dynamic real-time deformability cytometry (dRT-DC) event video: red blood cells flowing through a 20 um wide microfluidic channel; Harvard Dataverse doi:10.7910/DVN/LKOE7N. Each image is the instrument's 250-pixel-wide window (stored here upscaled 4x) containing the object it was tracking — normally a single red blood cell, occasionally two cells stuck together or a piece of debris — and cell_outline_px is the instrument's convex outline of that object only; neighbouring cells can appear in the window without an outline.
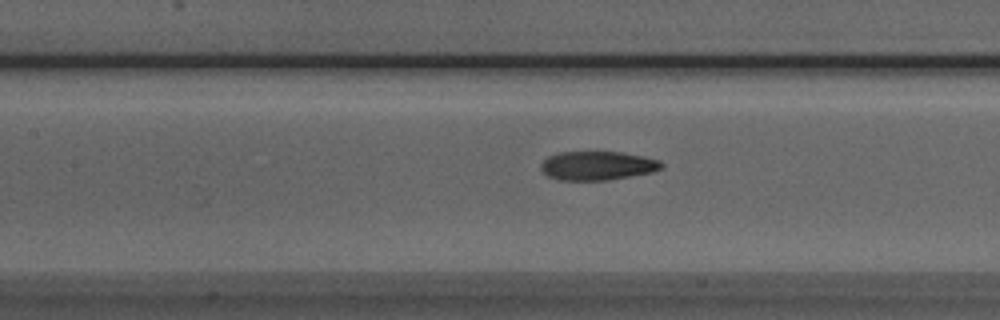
{"species": "Egyptian fruit bat (a non-hibernating species)", "species_latin": "Rousettus aegyptiacus", "temperature_condition": "room temperature", "stored_images_in_passage": 49, "camera_frame_rate_fps": 3000, "um_per_image_px": 0.085, "animal": {"sex": "male"}, "frame": {"image": 1, "passage_image": 23, "time_ms": 7.333, "image_size_px": [1000, 320], "cell_outline_px": [[664, 168], [652, 172], [608, 180], [560, 180], [548, 176], [540, 168], [540, 164], [548, 156], [560, 152], [624, 152], [644, 156], [660, 160], [664, 164]], "centroid_in_image_um": [50.82, 14.08], "position_along_channel_um": 156.6, "area_um2": 20.4}}
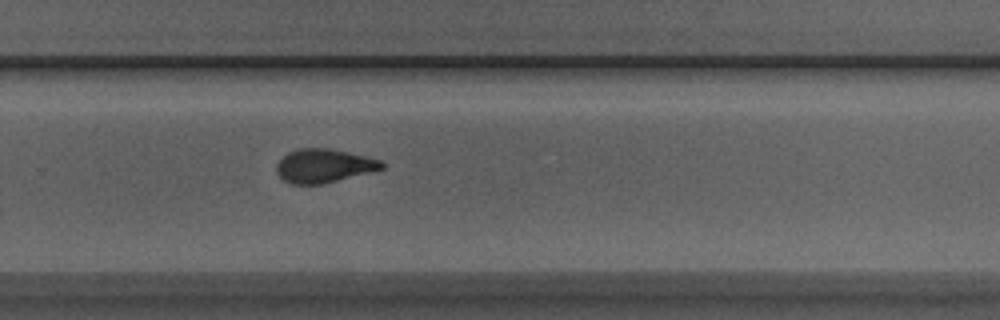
{"frame": {"image": 2, "passage_image": 34, "time_ms": 11.0, "image_size_px": [1000, 320], "cell_outline_px": [[388, 164], [384, 168], [324, 184], [292, 184], [284, 180], [276, 172], [276, 164], [288, 152], [300, 148], [328, 148], [348, 152], [384, 160]], "centroid_in_image_um": [27.57, 14.09], "position_along_channel_um": 302.2, "area_um2": 20.75}}
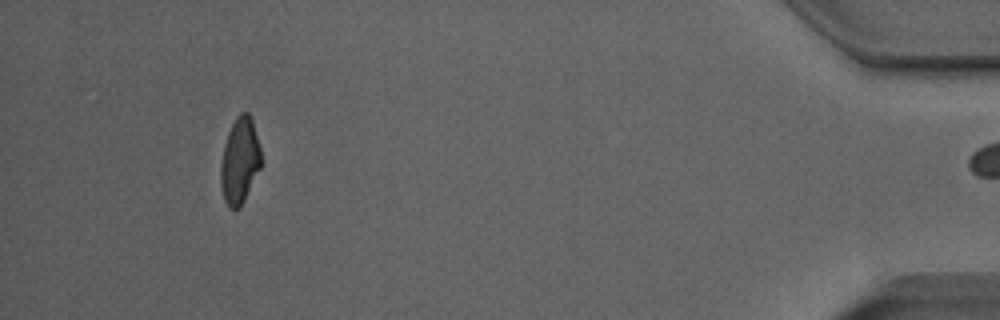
{"frame": {"image": 3, "passage_image": 48, "time_ms": 15.667, "image_size_px": [1000, 320], "cell_outline_px": [[260, 168], [240, 208], [228, 208], [224, 200], [220, 184], [220, 164], [224, 144], [228, 132], [236, 116], [240, 112], [248, 112], [252, 120], [260, 148]], "centroid_in_image_um": [20.35, 13.67], "position_along_channel_um": 414.9, "area_um2": 20.17}, "authors_computed_cell_mechanics": {"area_um2": 20.7502, "velocity_mm_per_s": 3.9881, "shape_relaxation_time_tau1_ms": 4.9003, "shape_relaxation_time_tau2_ms": 2.1847, "deformation_change_tau1": 0.1701, "deformation_change_tau2": 0.0957}}